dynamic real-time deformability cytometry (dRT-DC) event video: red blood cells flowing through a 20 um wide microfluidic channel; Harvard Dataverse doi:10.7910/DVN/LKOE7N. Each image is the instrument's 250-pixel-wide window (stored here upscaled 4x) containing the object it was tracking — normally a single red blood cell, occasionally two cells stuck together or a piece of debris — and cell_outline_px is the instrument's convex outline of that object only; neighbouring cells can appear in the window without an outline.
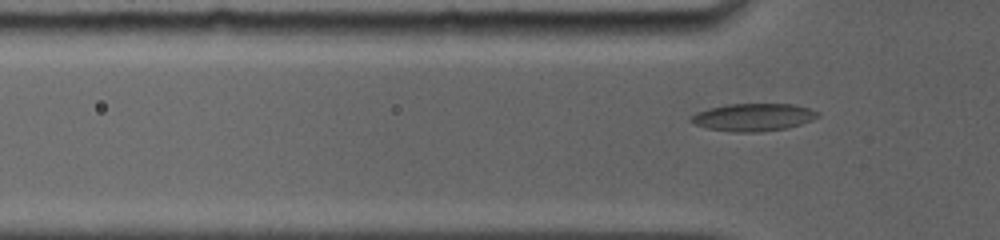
{"species": "common noctule bat (a hibernating species)", "species_latin": "Nyctalus noctula", "temperature_condition": "room temperature", "stored_images_in_passage": 102, "camera_frame_rate_fps": 5000, "um_per_image_px": 0.085, "animal": {"sex": "female", "body_mass_g": 19.0, "forearm_length_mm": 56.7}, "frame": {"image": 1, "passage_image": 26, "time_ms": 4.4, "image_size_px": [1000, 240], "cell_outline_px": [[820, 116], [812, 120], [800, 124], [784, 128], [760, 132], [732, 132], [704, 128], [692, 124], [688, 120], [688, 116], [696, 112], [708, 108], [724, 104], [792, 104], [808, 108], [820, 112]], "centroid_in_image_um": [63.94, 9.96], "position_along_channel_um": 61.9, "area_um2": 20.69}}
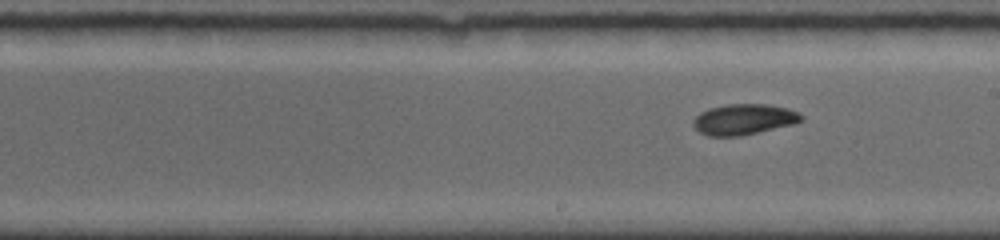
{"frame": {"image": 2, "passage_image": 59, "time_ms": 8.6, "image_size_px": [1000, 240], "cell_outline_px": [[804, 120], [796, 124], [740, 136], [708, 136], [700, 132], [692, 124], [692, 120], [700, 112], [708, 108], [728, 104], [768, 104], [788, 108], [800, 112], [804, 116]], "centroid_in_image_um": [63.27, 10.14], "position_along_channel_um": 225.7, "area_um2": 19.65}}
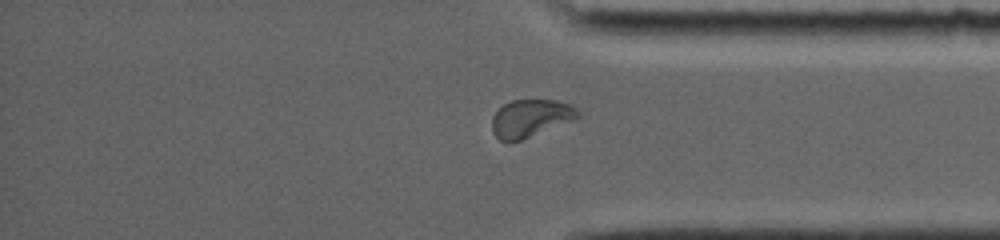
{"frame": {"image": 3, "passage_image": 87, "time_ms": 12.8, "image_size_px": [1000, 240], "cell_outline_px": [[580, 116], [520, 140], [500, 140], [492, 132], [492, 116], [504, 104], [512, 100], [556, 100], [568, 104], [580, 112]], "centroid_in_image_um": [45.05, 10.02], "position_along_channel_um": 390.2, "area_um2": 18.15}}